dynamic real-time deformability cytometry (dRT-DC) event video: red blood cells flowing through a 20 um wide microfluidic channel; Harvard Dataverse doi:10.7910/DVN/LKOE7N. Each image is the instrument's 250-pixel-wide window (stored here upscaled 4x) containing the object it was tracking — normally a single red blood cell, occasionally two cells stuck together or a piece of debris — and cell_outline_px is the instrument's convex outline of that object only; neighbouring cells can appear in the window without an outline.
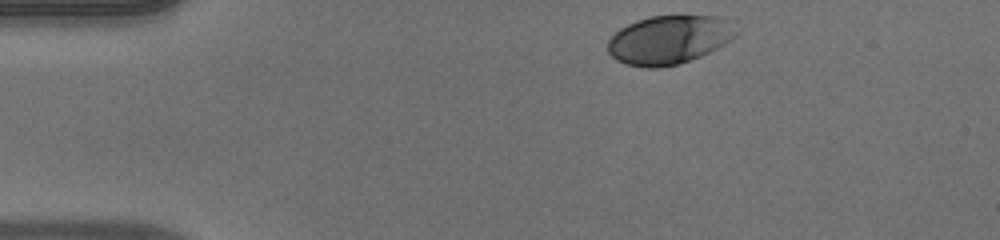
{"species": "human", "species_latin": "Homo sapiens", "temperature_condition": "warm", "stored_images_in_passage": 36, "camera_frame_rate_fps": 3000, "um_per_image_px": 0.085, "donor": {"sex": "male"}, "frame": {"image": 1, "passage_image": 1, "time_ms": 0.0, "image_size_px": [1000, 240], "cell_outline_px": [[736, 36], [732, 40], [700, 56], [680, 64], [660, 68], [648, 68], [624, 64], [616, 60], [608, 52], [608, 40], [620, 28], [636, 20], [648, 16], [716, 16], [736, 32]], "centroid_in_image_um": [56.78, 3.41], "position_along_channel_um": 28.2, "area_um2": 35.95}}
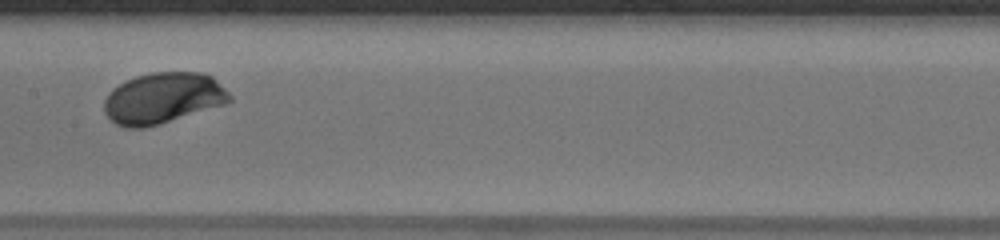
{"frame": {"image": 2, "passage_image": 19, "time_ms": 6.0, "image_size_px": [1000, 240], "cell_outline_px": [[232, 100], [228, 104], [160, 124], [144, 128], [124, 128], [116, 124], [104, 112], [104, 100], [108, 92], [112, 88], [136, 76], [152, 72], [204, 72], [212, 76], [232, 96]], "centroid_in_image_um": [13.87, 8.35], "position_along_channel_um": 193.5, "area_um2": 37.63}}
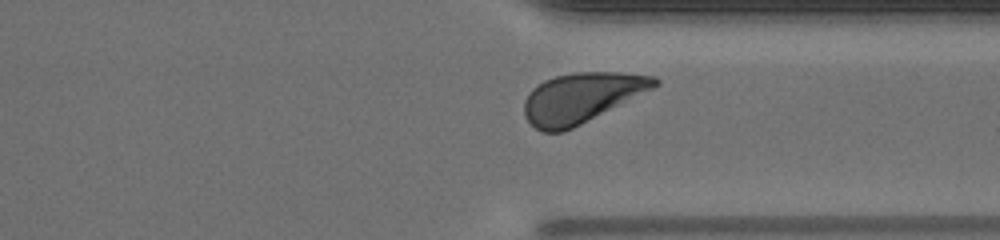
{"frame": {"image": 3, "passage_image": 32, "time_ms": 10.333, "image_size_px": [1000, 240], "cell_outline_px": [[660, 84], [656, 88], [564, 132], [540, 132], [524, 116], [524, 100], [528, 92], [536, 84], [544, 80], [556, 76], [576, 72], [620, 72], [656, 76], [660, 80]], "centroid_in_image_um": [49.45, 8.3], "position_along_channel_um": 362.0, "area_um2": 38.38}, "authors_computed_cell_mechanics": {"area_um2": 36.4718, "velocity_mm_per_s": 3.8936, "shape_relaxation_time_tau1_ms": 2.1795, "shape_relaxation_time_tau2_ms": null, "deformation_change_tau1": 0.1223, "deformation_change_tau2": null}}